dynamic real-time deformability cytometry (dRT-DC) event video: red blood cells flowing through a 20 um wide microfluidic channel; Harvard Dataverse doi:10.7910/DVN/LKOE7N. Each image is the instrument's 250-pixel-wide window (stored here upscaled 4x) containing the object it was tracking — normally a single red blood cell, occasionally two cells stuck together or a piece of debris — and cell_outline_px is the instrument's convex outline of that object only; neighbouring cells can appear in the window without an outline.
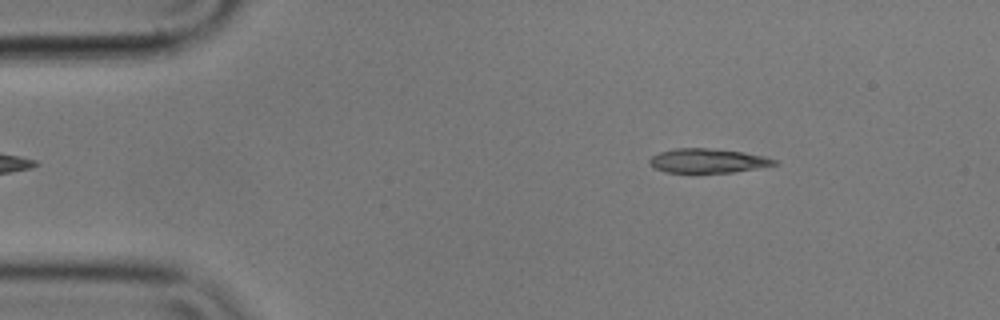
{"species": "common noctule bat (a hibernating species)", "species_latin": "Nyctalus noctula", "temperature_condition": "cold", "stored_images_in_passage": 3, "camera_frame_rate_fps": 3000, "um_per_image_px": 0.085, "animal": {"sex": "male", "body_mass_g": 17.9}, "frame": {"image": 1, "passage_image": 3, "time_ms": 0.667, "image_size_px": [1000, 320], "cell_outline_px": [[780, 164], [732, 172], [664, 172], [648, 164], [648, 160], [652, 156], [660, 152], [676, 148], [708, 148], [744, 152], [764, 156], [780, 160]], "centroid_in_image_um": [60.19, 13.66], "position_along_channel_um": 24.8, "area_um2": 17.63}}